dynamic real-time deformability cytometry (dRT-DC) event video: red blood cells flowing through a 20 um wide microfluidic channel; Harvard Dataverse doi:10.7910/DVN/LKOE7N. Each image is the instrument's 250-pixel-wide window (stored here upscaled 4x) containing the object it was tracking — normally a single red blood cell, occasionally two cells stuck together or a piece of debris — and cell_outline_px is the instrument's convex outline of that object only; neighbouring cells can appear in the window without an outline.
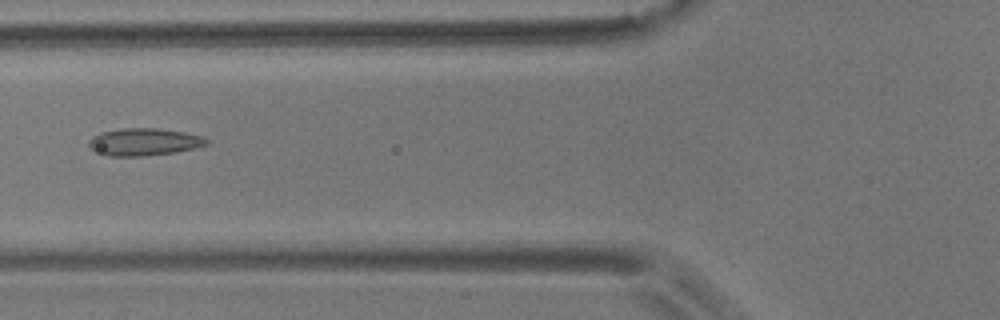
{"species": "common noctule bat (a hibernating species)", "species_latin": "Nyctalus noctula", "temperature_condition": "room temperature", "stored_images_in_passage": 7, "camera_frame_rate_fps": 3000, "um_per_image_px": 0.085, "animal": {"sex": "male", "body_mass_g": 17.9}, "frame": {"image": 1, "passage_image": 5, "time_ms": 1.333, "image_size_px": [1000, 320], "cell_outline_px": [[208, 144], [196, 148], [176, 152], [148, 156], [108, 156], [88, 148], [88, 140], [92, 136], [100, 132], [120, 128], [160, 128], [184, 132], [204, 136], [208, 140]], "centroid_in_image_um": [12.23, 12.06], "position_along_channel_um": 113.6, "area_um2": 19.13}}
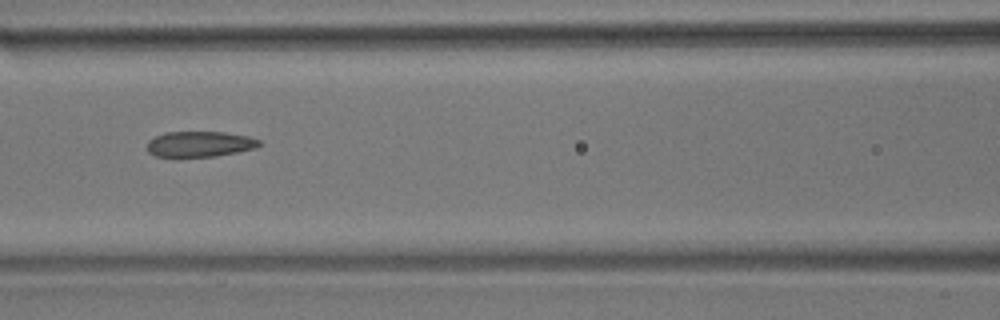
{"frame": {"image": 2, "passage_image": 6, "time_ms": 1.667, "image_size_px": [1000, 320], "cell_outline_px": [[264, 144], [256, 148], [216, 156], [172, 160], [156, 156], [148, 152], [148, 140], [164, 132], [224, 132], [248, 136], [260, 140]], "centroid_in_image_um": [16.94, 12.29], "position_along_channel_um": 149.7, "area_um2": 17.51}}
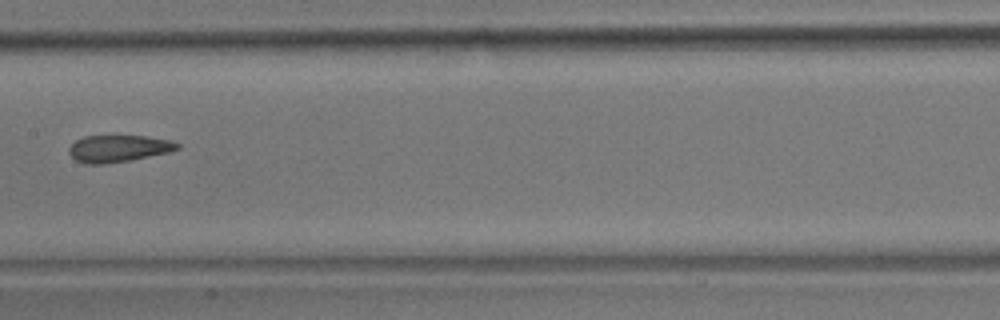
{"frame": {"image": 3, "passage_image": 7, "time_ms": 2.0, "image_size_px": [1000, 320], "cell_outline_px": [[180, 148], [168, 152], [128, 160], [104, 164], [84, 164], [76, 160], [68, 152], [68, 148], [76, 140], [84, 136], [148, 136], [168, 140], [180, 144]], "centroid_in_image_um": [10.03, 12.62], "position_along_channel_um": 197.4, "area_um2": 16.82}}